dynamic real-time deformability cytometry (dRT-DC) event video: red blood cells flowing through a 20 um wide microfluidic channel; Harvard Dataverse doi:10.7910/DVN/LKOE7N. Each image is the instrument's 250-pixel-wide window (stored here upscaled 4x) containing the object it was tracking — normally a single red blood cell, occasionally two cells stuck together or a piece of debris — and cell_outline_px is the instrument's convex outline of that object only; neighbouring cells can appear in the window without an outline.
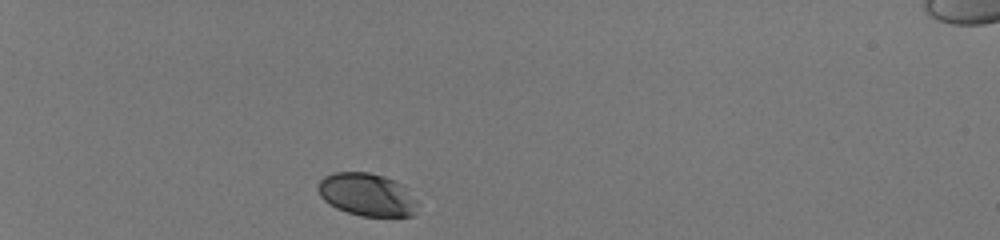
{"species": "human", "species_latin": "Homo sapiens", "temperature_condition": "room temperature", "stored_images_in_passage": 33, "camera_frame_rate_fps": 3000, "um_per_image_px": 0.085, "donor": {"sex": "male"}, "frame": {"image": 1, "passage_image": 1, "time_ms": 0.0, "image_size_px": [1000, 240], "cell_outline_px": [[420, 204], [416, 212], [412, 216], [360, 216], [336, 208], [324, 200], [320, 196], [316, 188], [320, 180], [324, 176], [336, 172], [368, 172], [384, 176], [396, 180], [404, 184]], "centroid_in_image_um": [31.23, 16.54], "position_along_channel_um": 53.8, "area_um2": 25.26}}
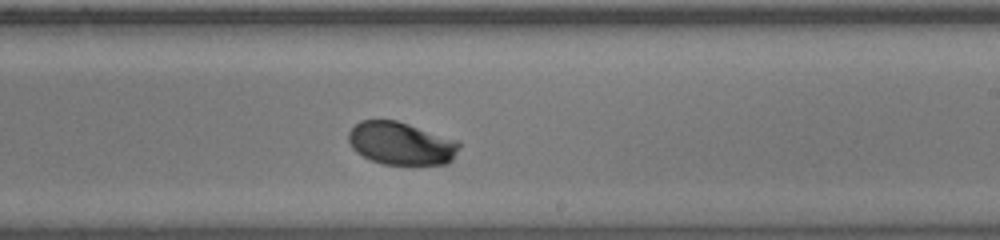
{"frame": {"image": 2, "passage_image": 20, "time_ms": 6.333, "image_size_px": [1000, 240], "cell_outline_px": [[460, 144], [452, 160], [448, 164], [384, 164], [372, 160], [356, 152], [352, 148], [348, 140], [348, 132], [360, 120], [396, 120], [460, 140]], "centroid_in_image_um": [34.1, 12.18], "position_along_channel_um": 254.9, "area_um2": 27.63}}
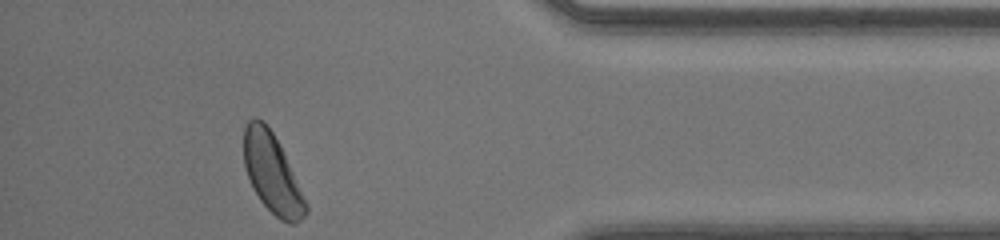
{"frame": {"image": 3, "passage_image": 33, "time_ms": 10.667, "image_size_px": [1000, 240], "cell_outline_px": [[308, 212], [296, 224], [288, 224], [280, 220], [260, 200], [252, 188], [244, 164], [244, 124], [252, 116], [256, 116], [264, 120], [272, 132], [308, 204]], "centroid_in_image_um": [23.11, 14.73], "position_along_channel_um": 412.1, "area_um2": 28.32}, "authors_computed_cell_mechanics": {"area_um2": 27.6284, "velocity_mm_per_s": 4.0755, "shape_relaxation_time_tau1_ms": 1.842, "shape_relaxation_time_tau2_ms": null, "deformation_change_tau1": 0.0707, "deformation_change_tau2": null}}